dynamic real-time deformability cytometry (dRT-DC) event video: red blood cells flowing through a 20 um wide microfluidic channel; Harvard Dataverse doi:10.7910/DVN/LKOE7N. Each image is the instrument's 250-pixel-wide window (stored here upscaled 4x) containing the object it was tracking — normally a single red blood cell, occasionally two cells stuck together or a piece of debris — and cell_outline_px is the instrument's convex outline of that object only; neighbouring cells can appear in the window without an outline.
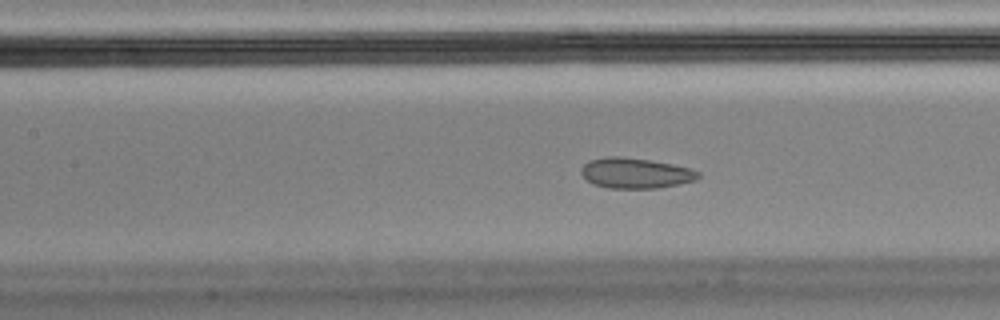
{"species": "Egyptian fruit bat (a non-hibernating species)", "species_latin": "Rousettus aegyptiacus", "temperature_condition": "cold", "stored_images_in_passage": 57, "camera_frame_rate_fps": 3000, "um_per_image_px": 0.085, "animal": {"sex": "male"}, "frame": {"image": 1, "passage_image": 25, "time_ms": 8.0, "image_size_px": [1000, 320], "cell_outline_px": [[700, 176], [696, 180], [680, 184], [656, 188], [608, 188], [596, 184], [588, 180], [580, 172], [584, 164], [592, 160], [608, 156], [616, 156], [648, 160], [672, 164], [688, 168], [700, 172]], "centroid_in_image_um": [54.05, 14.72], "position_along_channel_um": 153.4, "area_um2": 20.4}}